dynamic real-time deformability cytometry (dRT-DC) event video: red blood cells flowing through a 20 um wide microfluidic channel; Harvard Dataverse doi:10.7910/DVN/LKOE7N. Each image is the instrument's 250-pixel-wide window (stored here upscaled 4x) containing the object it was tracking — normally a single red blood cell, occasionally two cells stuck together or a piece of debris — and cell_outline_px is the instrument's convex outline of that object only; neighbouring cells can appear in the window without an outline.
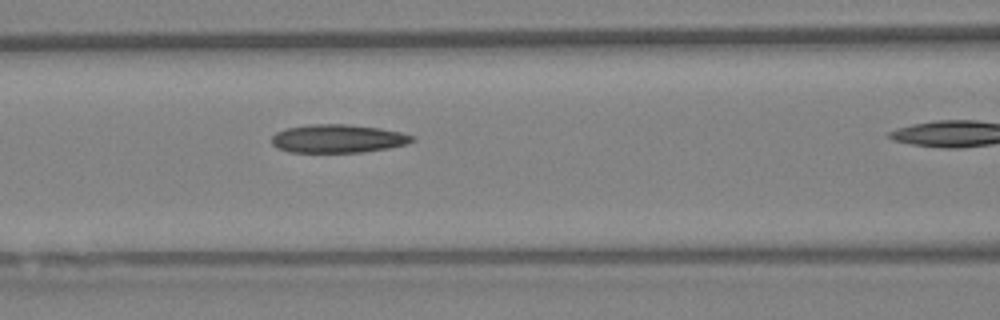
{"species": "Egyptian fruit bat (a non-hibernating species)", "species_latin": "Rousettus aegyptiacus", "temperature_condition": "warm", "stored_images_in_passage": 22, "camera_frame_rate_fps": 3000, "um_per_image_px": 0.085, "animal": {"sex": "female"}, "frame": {"image": 1, "passage_image": 7, "time_ms": 2.0, "image_size_px": [1000, 320], "cell_outline_px": [[416, 140], [404, 144], [388, 148], [364, 152], [288, 152], [276, 148], [272, 144], [272, 136], [276, 132], [284, 128], [308, 124], [348, 124], [380, 128], [400, 132], [416, 136]], "centroid_in_image_um": [28.7, 11.78], "position_along_channel_um": 137.9, "area_um2": 23.41}}
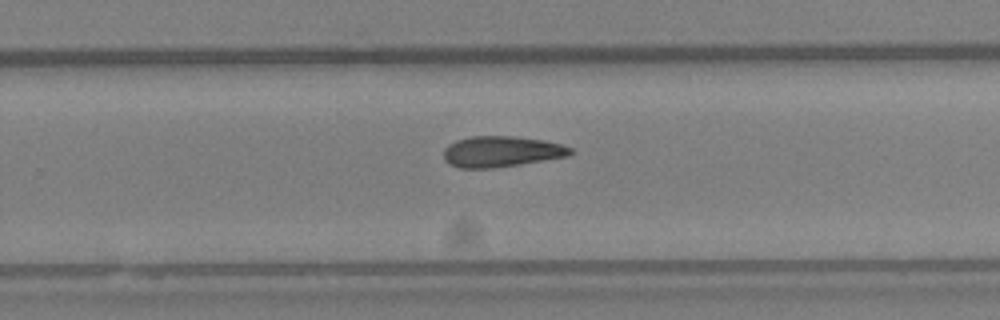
{"frame": {"image": 2, "passage_image": 16, "time_ms": 5.0, "image_size_px": [1000, 320], "cell_outline_px": [[572, 152], [568, 156], [520, 164], [488, 168], [460, 168], [448, 164], [444, 160], [444, 148], [448, 144], [456, 140], [472, 136], [512, 136], [544, 140], [560, 144], [572, 148]], "centroid_in_image_um": [42.58, 12.88], "position_along_channel_um": 287.2, "area_um2": 22.72}}